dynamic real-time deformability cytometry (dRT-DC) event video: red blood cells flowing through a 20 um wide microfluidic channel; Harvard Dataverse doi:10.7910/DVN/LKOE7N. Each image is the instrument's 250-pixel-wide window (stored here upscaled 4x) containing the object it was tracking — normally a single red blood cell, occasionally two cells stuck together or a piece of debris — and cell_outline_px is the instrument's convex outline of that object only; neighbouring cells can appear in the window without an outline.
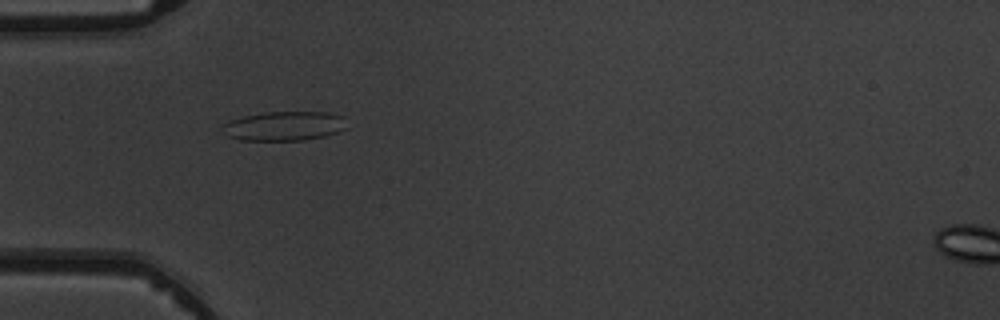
{"species": "common noctule bat (a hibernating species)", "species_latin": "Nyctalus noctula", "temperature_condition": "warm", "stored_images_in_passage": 7, "camera_frame_rate_fps": 3000, "um_per_image_px": 0.085, "animal": {"sex": "male", "body_mass_g": 19.5, "forearm_length_mm": 54.6}, "frame": {"image": 1, "passage_image": 5, "time_ms": 4.667, "image_size_px": [1000, 320], "cell_outline_px": [[348, 128], [324, 136], [304, 140], [240, 140], [228, 136], [220, 132], [220, 128], [228, 120], [244, 116], [264, 112], [328, 112], [344, 116]], "centroid_in_image_um": [24.14, 10.71], "position_along_channel_um": 60.9, "area_um2": 21.5}}
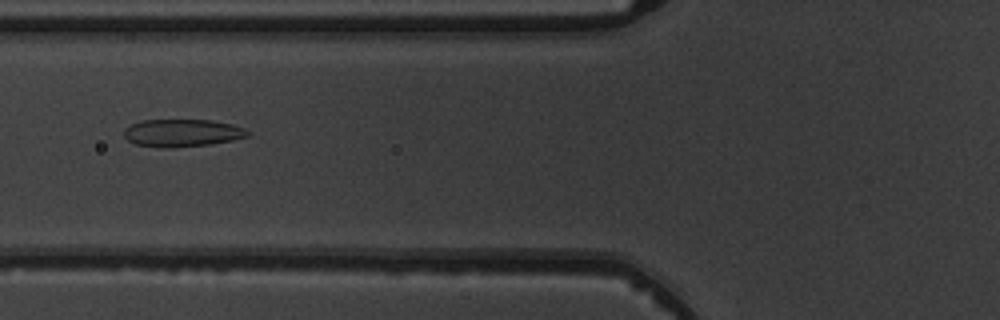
{"frame": {"image": 2, "passage_image": 6, "time_ms": 6.0, "image_size_px": [1000, 320], "cell_outline_px": [[252, 132], [248, 136], [232, 140], [212, 144], [172, 148], [160, 148], [136, 144], [128, 140], [124, 136], [124, 128], [140, 120], [212, 120], [232, 124], [244, 128]], "centroid_in_image_um": [15.49, 11.3], "position_along_channel_um": 110.3, "area_um2": 20.06}}
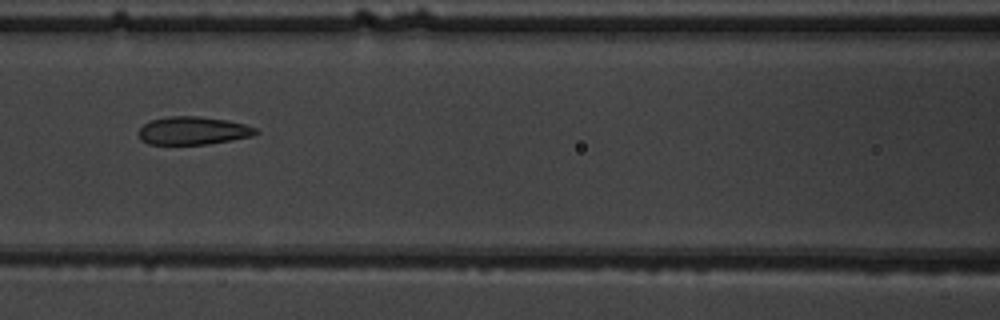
{"frame": {"image": 3, "passage_image": 7, "time_ms": 7.0, "image_size_px": [1000, 320], "cell_outline_px": [[260, 132], [252, 136], [232, 140], [208, 144], [148, 144], [140, 140], [136, 132], [144, 124], [152, 120], [168, 116], [200, 116], [224, 120], [244, 124], [256, 128]], "centroid_in_image_um": [16.38, 11.11], "position_along_channel_um": 150.2, "area_um2": 19.19}}